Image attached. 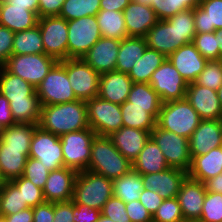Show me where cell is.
Wrapping results in <instances>:
<instances>
[{"instance_id":"obj_55","label":"cell","mask_w":222,"mask_h":222,"mask_svg":"<svg viewBox=\"0 0 222 222\" xmlns=\"http://www.w3.org/2000/svg\"><path fill=\"white\" fill-rule=\"evenodd\" d=\"M73 201L54 202L53 222H74Z\"/></svg>"},{"instance_id":"obj_40","label":"cell","mask_w":222,"mask_h":222,"mask_svg":"<svg viewBox=\"0 0 222 222\" xmlns=\"http://www.w3.org/2000/svg\"><path fill=\"white\" fill-rule=\"evenodd\" d=\"M101 0H65L59 17L70 21L87 16H96Z\"/></svg>"},{"instance_id":"obj_68","label":"cell","mask_w":222,"mask_h":222,"mask_svg":"<svg viewBox=\"0 0 222 222\" xmlns=\"http://www.w3.org/2000/svg\"><path fill=\"white\" fill-rule=\"evenodd\" d=\"M217 96H218V99H219L221 107H222V85L219 87V89L217 91Z\"/></svg>"},{"instance_id":"obj_49","label":"cell","mask_w":222,"mask_h":222,"mask_svg":"<svg viewBox=\"0 0 222 222\" xmlns=\"http://www.w3.org/2000/svg\"><path fill=\"white\" fill-rule=\"evenodd\" d=\"M101 215L114 222H131L125 210V203L114 196L105 203L101 210Z\"/></svg>"},{"instance_id":"obj_10","label":"cell","mask_w":222,"mask_h":222,"mask_svg":"<svg viewBox=\"0 0 222 222\" xmlns=\"http://www.w3.org/2000/svg\"><path fill=\"white\" fill-rule=\"evenodd\" d=\"M68 58H82L102 37L96 16L67 21Z\"/></svg>"},{"instance_id":"obj_7","label":"cell","mask_w":222,"mask_h":222,"mask_svg":"<svg viewBox=\"0 0 222 222\" xmlns=\"http://www.w3.org/2000/svg\"><path fill=\"white\" fill-rule=\"evenodd\" d=\"M58 61L45 53L11 55L3 65L10 73L29 82L35 89Z\"/></svg>"},{"instance_id":"obj_43","label":"cell","mask_w":222,"mask_h":222,"mask_svg":"<svg viewBox=\"0 0 222 222\" xmlns=\"http://www.w3.org/2000/svg\"><path fill=\"white\" fill-rule=\"evenodd\" d=\"M19 189L23 197V204L28 207H36L45 201L43 189L34 185L30 180L23 176L11 180Z\"/></svg>"},{"instance_id":"obj_18","label":"cell","mask_w":222,"mask_h":222,"mask_svg":"<svg viewBox=\"0 0 222 222\" xmlns=\"http://www.w3.org/2000/svg\"><path fill=\"white\" fill-rule=\"evenodd\" d=\"M120 41L101 37L81 59L99 74L115 71Z\"/></svg>"},{"instance_id":"obj_20","label":"cell","mask_w":222,"mask_h":222,"mask_svg":"<svg viewBox=\"0 0 222 222\" xmlns=\"http://www.w3.org/2000/svg\"><path fill=\"white\" fill-rule=\"evenodd\" d=\"M78 172L62 167L50 171L43 194L46 202H68L73 200L74 183Z\"/></svg>"},{"instance_id":"obj_61","label":"cell","mask_w":222,"mask_h":222,"mask_svg":"<svg viewBox=\"0 0 222 222\" xmlns=\"http://www.w3.org/2000/svg\"><path fill=\"white\" fill-rule=\"evenodd\" d=\"M130 2L131 0H101L100 9L123 12V10Z\"/></svg>"},{"instance_id":"obj_13","label":"cell","mask_w":222,"mask_h":222,"mask_svg":"<svg viewBox=\"0 0 222 222\" xmlns=\"http://www.w3.org/2000/svg\"><path fill=\"white\" fill-rule=\"evenodd\" d=\"M149 84L157 92L162 103L184 99L188 87L168 58L153 72Z\"/></svg>"},{"instance_id":"obj_17","label":"cell","mask_w":222,"mask_h":222,"mask_svg":"<svg viewBox=\"0 0 222 222\" xmlns=\"http://www.w3.org/2000/svg\"><path fill=\"white\" fill-rule=\"evenodd\" d=\"M144 188L165 199L175 198L188 173L176 168H167L159 173L141 174Z\"/></svg>"},{"instance_id":"obj_66","label":"cell","mask_w":222,"mask_h":222,"mask_svg":"<svg viewBox=\"0 0 222 222\" xmlns=\"http://www.w3.org/2000/svg\"><path fill=\"white\" fill-rule=\"evenodd\" d=\"M134 2L141 4V5H146L151 7L152 6V0H133Z\"/></svg>"},{"instance_id":"obj_70","label":"cell","mask_w":222,"mask_h":222,"mask_svg":"<svg viewBox=\"0 0 222 222\" xmlns=\"http://www.w3.org/2000/svg\"><path fill=\"white\" fill-rule=\"evenodd\" d=\"M3 130H4V128H3V126L0 124V137H1V135H2Z\"/></svg>"},{"instance_id":"obj_51","label":"cell","mask_w":222,"mask_h":222,"mask_svg":"<svg viewBox=\"0 0 222 222\" xmlns=\"http://www.w3.org/2000/svg\"><path fill=\"white\" fill-rule=\"evenodd\" d=\"M166 20L179 31H195L194 9L178 12Z\"/></svg>"},{"instance_id":"obj_37","label":"cell","mask_w":222,"mask_h":222,"mask_svg":"<svg viewBox=\"0 0 222 222\" xmlns=\"http://www.w3.org/2000/svg\"><path fill=\"white\" fill-rule=\"evenodd\" d=\"M38 124L15 123L4 128L0 142L7 148L30 149L31 139Z\"/></svg>"},{"instance_id":"obj_15","label":"cell","mask_w":222,"mask_h":222,"mask_svg":"<svg viewBox=\"0 0 222 222\" xmlns=\"http://www.w3.org/2000/svg\"><path fill=\"white\" fill-rule=\"evenodd\" d=\"M29 157L38 159L50 171L64 167L60 137L38 126L31 139Z\"/></svg>"},{"instance_id":"obj_30","label":"cell","mask_w":222,"mask_h":222,"mask_svg":"<svg viewBox=\"0 0 222 222\" xmlns=\"http://www.w3.org/2000/svg\"><path fill=\"white\" fill-rule=\"evenodd\" d=\"M132 168L140 174H150L162 172L169 168V165L161 149L150 137L137 159L132 163Z\"/></svg>"},{"instance_id":"obj_9","label":"cell","mask_w":222,"mask_h":222,"mask_svg":"<svg viewBox=\"0 0 222 222\" xmlns=\"http://www.w3.org/2000/svg\"><path fill=\"white\" fill-rule=\"evenodd\" d=\"M151 138L161 149L169 167L189 172L192 163L189 139L176 133L165 131L157 125L151 131Z\"/></svg>"},{"instance_id":"obj_24","label":"cell","mask_w":222,"mask_h":222,"mask_svg":"<svg viewBox=\"0 0 222 222\" xmlns=\"http://www.w3.org/2000/svg\"><path fill=\"white\" fill-rule=\"evenodd\" d=\"M117 150L133 163L151 137L149 131L122 126L110 136Z\"/></svg>"},{"instance_id":"obj_58","label":"cell","mask_w":222,"mask_h":222,"mask_svg":"<svg viewBox=\"0 0 222 222\" xmlns=\"http://www.w3.org/2000/svg\"><path fill=\"white\" fill-rule=\"evenodd\" d=\"M54 202H44L33 207V222H53Z\"/></svg>"},{"instance_id":"obj_63","label":"cell","mask_w":222,"mask_h":222,"mask_svg":"<svg viewBox=\"0 0 222 222\" xmlns=\"http://www.w3.org/2000/svg\"><path fill=\"white\" fill-rule=\"evenodd\" d=\"M206 191L222 194V173L205 182Z\"/></svg>"},{"instance_id":"obj_34","label":"cell","mask_w":222,"mask_h":222,"mask_svg":"<svg viewBox=\"0 0 222 222\" xmlns=\"http://www.w3.org/2000/svg\"><path fill=\"white\" fill-rule=\"evenodd\" d=\"M144 189L141 174L133 168L123 176L113 180V196L124 203L139 200Z\"/></svg>"},{"instance_id":"obj_50","label":"cell","mask_w":222,"mask_h":222,"mask_svg":"<svg viewBox=\"0 0 222 222\" xmlns=\"http://www.w3.org/2000/svg\"><path fill=\"white\" fill-rule=\"evenodd\" d=\"M151 8L158 20H165L179 12L178 0H152Z\"/></svg>"},{"instance_id":"obj_35","label":"cell","mask_w":222,"mask_h":222,"mask_svg":"<svg viewBox=\"0 0 222 222\" xmlns=\"http://www.w3.org/2000/svg\"><path fill=\"white\" fill-rule=\"evenodd\" d=\"M167 57L156 50L146 48L143 56L135 61L128 73L133 83H149L153 72L162 65Z\"/></svg>"},{"instance_id":"obj_48","label":"cell","mask_w":222,"mask_h":222,"mask_svg":"<svg viewBox=\"0 0 222 222\" xmlns=\"http://www.w3.org/2000/svg\"><path fill=\"white\" fill-rule=\"evenodd\" d=\"M49 173L50 170L47 169L42 162L38 159L28 157L22 176L30 180L37 187L43 189Z\"/></svg>"},{"instance_id":"obj_32","label":"cell","mask_w":222,"mask_h":222,"mask_svg":"<svg viewBox=\"0 0 222 222\" xmlns=\"http://www.w3.org/2000/svg\"><path fill=\"white\" fill-rule=\"evenodd\" d=\"M147 48L144 37H127L120 41L115 71L129 73Z\"/></svg>"},{"instance_id":"obj_12","label":"cell","mask_w":222,"mask_h":222,"mask_svg":"<svg viewBox=\"0 0 222 222\" xmlns=\"http://www.w3.org/2000/svg\"><path fill=\"white\" fill-rule=\"evenodd\" d=\"M38 26L45 54L57 61L68 59V26L67 20L59 17H40Z\"/></svg>"},{"instance_id":"obj_8","label":"cell","mask_w":222,"mask_h":222,"mask_svg":"<svg viewBox=\"0 0 222 222\" xmlns=\"http://www.w3.org/2000/svg\"><path fill=\"white\" fill-rule=\"evenodd\" d=\"M89 127L100 136H110L123 126L120 104L99 96L86 101Z\"/></svg>"},{"instance_id":"obj_69","label":"cell","mask_w":222,"mask_h":222,"mask_svg":"<svg viewBox=\"0 0 222 222\" xmlns=\"http://www.w3.org/2000/svg\"><path fill=\"white\" fill-rule=\"evenodd\" d=\"M6 182H7V180L3 176L1 168H0V187H2Z\"/></svg>"},{"instance_id":"obj_39","label":"cell","mask_w":222,"mask_h":222,"mask_svg":"<svg viewBox=\"0 0 222 222\" xmlns=\"http://www.w3.org/2000/svg\"><path fill=\"white\" fill-rule=\"evenodd\" d=\"M9 106L15 123H39L41 112L39 97H26V100L9 101Z\"/></svg>"},{"instance_id":"obj_2","label":"cell","mask_w":222,"mask_h":222,"mask_svg":"<svg viewBox=\"0 0 222 222\" xmlns=\"http://www.w3.org/2000/svg\"><path fill=\"white\" fill-rule=\"evenodd\" d=\"M130 169H132V163L117 150L109 136L94 137L87 170L114 180Z\"/></svg>"},{"instance_id":"obj_6","label":"cell","mask_w":222,"mask_h":222,"mask_svg":"<svg viewBox=\"0 0 222 222\" xmlns=\"http://www.w3.org/2000/svg\"><path fill=\"white\" fill-rule=\"evenodd\" d=\"M96 135L91 128H86L60 136L64 166L77 172L87 170L91 144Z\"/></svg>"},{"instance_id":"obj_22","label":"cell","mask_w":222,"mask_h":222,"mask_svg":"<svg viewBox=\"0 0 222 222\" xmlns=\"http://www.w3.org/2000/svg\"><path fill=\"white\" fill-rule=\"evenodd\" d=\"M206 196L205 183L187 177L176 196L186 222H197Z\"/></svg>"},{"instance_id":"obj_44","label":"cell","mask_w":222,"mask_h":222,"mask_svg":"<svg viewBox=\"0 0 222 222\" xmlns=\"http://www.w3.org/2000/svg\"><path fill=\"white\" fill-rule=\"evenodd\" d=\"M195 83L218 91L222 85V66L220 60L207 61L204 69L195 80Z\"/></svg>"},{"instance_id":"obj_67","label":"cell","mask_w":222,"mask_h":222,"mask_svg":"<svg viewBox=\"0 0 222 222\" xmlns=\"http://www.w3.org/2000/svg\"><path fill=\"white\" fill-rule=\"evenodd\" d=\"M97 222H114L113 220L103 216V215H100L99 219Z\"/></svg>"},{"instance_id":"obj_1","label":"cell","mask_w":222,"mask_h":222,"mask_svg":"<svg viewBox=\"0 0 222 222\" xmlns=\"http://www.w3.org/2000/svg\"><path fill=\"white\" fill-rule=\"evenodd\" d=\"M38 126L47 132L62 136L69 132L84 130L89 127L86 101L41 106Z\"/></svg>"},{"instance_id":"obj_64","label":"cell","mask_w":222,"mask_h":222,"mask_svg":"<svg viewBox=\"0 0 222 222\" xmlns=\"http://www.w3.org/2000/svg\"><path fill=\"white\" fill-rule=\"evenodd\" d=\"M201 1L202 0H178L179 12L195 9L197 6H200Z\"/></svg>"},{"instance_id":"obj_45","label":"cell","mask_w":222,"mask_h":222,"mask_svg":"<svg viewBox=\"0 0 222 222\" xmlns=\"http://www.w3.org/2000/svg\"><path fill=\"white\" fill-rule=\"evenodd\" d=\"M192 43L207 60H219V47L215 32L196 33Z\"/></svg>"},{"instance_id":"obj_38","label":"cell","mask_w":222,"mask_h":222,"mask_svg":"<svg viewBox=\"0 0 222 222\" xmlns=\"http://www.w3.org/2000/svg\"><path fill=\"white\" fill-rule=\"evenodd\" d=\"M43 53L45 50L38 25L14 34L12 55Z\"/></svg>"},{"instance_id":"obj_28","label":"cell","mask_w":222,"mask_h":222,"mask_svg":"<svg viewBox=\"0 0 222 222\" xmlns=\"http://www.w3.org/2000/svg\"><path fill=\"white\" fill-rule=\"evenodd\" d=\"M123 126L149 131L156 126L160 107L130 106L127 100L120 105Z\"/></svg>"},{"instance_id":"obj_31","label":"cell","mask_w":222,"mask_h":222,"mask_svg":"<svg viewBox=\"0 0 222 222\" xmlns=\"http://www.w3.org/2000/svg\"><path fill=\"white\" fill-rule=\"evenodd\" d=\"M0 93L8 101L26 100V97H38L36 89L26 80L10 73L0 66Z\"/></svg>"},{"instance_id":"obj_33","label":"cell","mask_w":222,"mask_h":222,"mask_svg":"<svg viewBox=\"0 0 222 222\" xmlns=\"http://www.w3.org/2000/svg\"><path fill=\"white\" fill-rule=\"evenodd\" d=\"M30 149L7 148L0 142V168L7 181L23 175Z\"/></svg>"},{"instance_id":"obj_57","label":"cell","mask_w":222,"mask_h":222,"mask_svg":"<svg viewBox=\"0 0 222 222\" xmlns=\"http://www.w3.org/2000/svg\"><path fill=\"white\" fill-rule=\"evenodd\" d=\"M65 0H39L38 17L59 16Z\"/></svg>"},{"instance_id":"obj_52","label":"cell","mask_w":222,"mask_h":222,"mask_svg":"<svg viewBox=\"0 0 222 222\" xmlns=\"http://www.w3.org/2000/svg\"><path fill=\"white\" fill-rule=\"evenodd\" d=\"M125 210L131 222H153V216L139 200L125 203Z\"/></svg>"},{"instance_id":"obj_16","label":"cell","mask_w":222,"mask_h":222,"mask_svg":"<svg viewBox=\"0 0 222 222\" xmlns=\"http://www.w3.org/2000/svg\"><path fill=\"white\" fill-rule=\"evenodd\" d=\"M185 98L199 114L201 120H221L222 107L217 91L193 82L188 84Z\"/></svg>"},{"instance_id":"obj_14","label":"cell","mask_w":222,"mask_h":222,"mask_svg":"<svg viewBox=\"0 0 222 222\" xmlns=\"http://www.w3.org/2000/svg\"><path fill=\"white\" fill-rule=\"evenodd\" d=\"M67 76L78 100L87 101L98 96L100 74L81 58L67 59Z\"/></svg>"},{"instance_id":"obj_19","label":"cell","mask_w":222,"mask_h":222,"mask_svg":"<svg viewBox=\"0 0 222 222\" xmlns=\"http://www.w3.org/2000/svg\"><path fill=\"white\" fill-rule=\"evenodd\" d=\"M222 146L221 120H201L189 138L190 156H200Z\"/></svg>"},{"instance_id":"obj_25","label":"cell","mask_w":222,"mask_h":222,"mask_svg":"<svg viewBox=\"0 0 222 222\" xmlns=\"http://www.w3.org/2000/svg\"><path fill=\"white\" fill-rule=\"evenodd\" d=\"M132 84L127 73L111 71L100 74L98 96L121 105L127 100Z\"/></svg>"},{"instance_id":"obj_27","label":"cell","mask_w":222,"mask_h":222,"mask_svg":"<svg viewBox=\"0 0 222 222\" xmlns=\"http://www.w3.org/2000/svg\"><path fill=\"white\" fill-rule=\"evenodd\" d=\"M222 173V146L192 159L188 177L205 183Z\"/></svg>"},{"instance_id":"obj_36","label":"cell","mask_w":222,"mask_h":222,"mask_svg":"<svg viewBox=\"0 0 222 222\" xmlns=\"http://www.w3.org/2000/svg\"><path fill=\"white\" fill-rule=\"evenodd\" d=\"M96 18L102 37L116 40L128 37L123 12L100 9Z\"/></svg>"},{"instance_id":"obj_3","label":"cell","mask_w":222,"mask_h":222,"mask_svg":"<svg viewBox=\"0 0 222 222\" xmlns=\"http://www.w3.org/2000/svg\"><path fill=\"white\" fill-rule=\"evenodd\" d=\"M201 118L186 98L162 103L156 125L189 139Z\"/></svg>"},{"instance_id":"obj_29","label":"cell","mask_w":222,"mask_h":222,"mask_svg":"<svg viewBox=\"0 0 222 222\" xmlns=\"http://www.w3.org/2000/svg\"><path fill=\"white\" fill-rule=\"evenodd\" d=\"M196 33L214 32L222 28V0H202L194 9Z\"/></svg>"},{"instance_id":"obj_62","label":"cell","mask_w":222,"mask_h":222,"mask_svg":"<svg viewBox=\"0 0 222 222\" xmlns=\"http://www.w3.org/2000/svg\"><path fill=\"white\" fill-rule=\"evenodd\" d=\"M9 5L28 7L30 11L35 12L38 15L39 0H5Z\"/></svg>"},{"instance_id":"obj_47","label":"cell","mask_w":222,"mask_h":222,"mask_svg":"<svg viewBox=\"0 0 222 222\" xmlns=\"http://www.w3.org/2000/svg\"><path fill=\"white\" fill-rule=\"evenodd\" d=\"M153 222H186L176 197L163 200L153 215Z\"/></svg>"},{"instance_id":"obj_23","label":"cell","mask_w":222,"mask_h":222,"mask_svg":"<svg viewBox=\"0 0 222 222\" xmlns=\"http://www.w3.org/2000/svg\"><path fill=\"white\" fill-rule=\"evenodd\" d=\"M128 37H145L158 22L154 10L133 0L123 10Z\"/></svg>"},{"instance_id":"obj_4","label":"cell","mask_w":222,"mask_h":222,"mask_svg":"<svg viewBox=\"0 0 222 222\" xmlns=\"http://www.w3.org/2000/svg\"><path fill=\"white\" fill-rule=\"evenodd\" d=\"M112 196L113 180L89 170L78 172L74 183V204L87 205L101 211Z\"/></svg>"},{"instance_id":"obj_42","label":"cell","mask_w":222,"mask_h":222,"mask_svg":"<svg viewBox=\"0 0 222 222\" xmlns=\"http://www.w3.org/2000/svg\"><path fill=\"white\" fill-rule=\"evenodd\" d=\"M127 101L130 106L161 107L162 102L157 92L149 83H133Z\"/></svg>"},{"instance_id":"obj_60","label":"cell","mask_w":222,"mask_h":222,"mask_svg":"<svg viewBox=\"0 0 222 222\" xmlns=\"http://www.w3.org/2000/svg\"><path fill=\"white\" fill-rule=\"evenodd\" d=\"M6 222H33V208L28 207L15 214L4 216Z\"/></svg>"},{"instance_id":"obj_54","label":"cell","mask_w":222,"mask_h":222,"mask_svg":"<svg viewBox=\"0 0 222 222\" xmlns=\"http://www.w3.org/2000/svg\"><path fill=\"white\" fill-rule=\"evenodd\" d=\"M73 220L74 222H97L101 211L93 209L83 204H74L73 202Z\"/></svg>"},{"instance_id":"obj_65","label":"cell","mask_w":222,"mask_h":222,"mask_svg":"<svg viewBox=\"0 0 222 222\" xmlns=\"http://www.w3.org/2000/svg\"><path fill=\"white\" fill-rule=\"evenodd\" d=\"M214 32L215 35L217 36V45L219 47V59H220L222 57V28Z\"/></svg>"},{"instance_id":"obj_26","label":"cell","mask_w":222,"mask_h":222,"mask_svg":"<svg viewBox=\"0 0 222 222\" xmlns=\"http://www.w3.org/2000/svg\"><path fill=\"white\" fill-rule=\"evenodd\" d=\"M38 20V15L28 7L12 6L5 0L0 1V26L16 33L35 27Z\"/></svg>"},{"instance_id":"obj_11","label":"cell","mask_w":222,"mask_h":222,"mask_svg":"<svg viewBox=\"0 0 222 222\" xmlns=\"http://www.w3.org/2000/svg\"><path fill=\"white\" fill-rule=\"evenodd\" d=\"M195 34L196 31H179L165 19L158 20L144 38L147 48L156 50L168 57L179 47L192 42Z\"/></svg>"},{"instance_id":"obj_46","label":"cell","mask_w":222,"mask_h":222,"mask_svg":"<svg viewBox=\"0 0 222 222\" xmlns=\"http://www.w3.org/2000/svg\"><path fill=\"white\" fill-rule=\"evenodd\" d=\"M222 221V194L206 191L201 217L197 222Z\"/></svg>"},{"instance_id":"obj_5","label":"cell","mask_w":222,"mask_h":222,"mask_svg":"<svg viewBox=\"0 0 222 222\" xmlns=\"http://www.w3.org/2000/svg\"><path fill=\"white\" fill-rule=\"evenodd\" d=\"M41 106L78 100L67 76V59L58 61L36 88Z\"/></svg>"},{"instance_id":"obj_53","label":"cell","mask_w":222,"mask_h":222,"mask_svg":"<svg viewBox=\"0 0 222 222\" xmlns=\"http://www.w3.org/2000/svg\"><path fill=\"white\" fill-rule=\"evenodd\" d=\"M14 32L0 26V66H3L12 55Z\"/></svg>"},{"instance_id":"obj_71","label":"cell","mask_w":222,"mask_h":222,"mask_svg":"<svg viewBox=\"0 0 222 222\" xmlns=\"http://www.w3.org/2000/svg\"><path fill=\"white\" fill-rule=\"evenodd\" d=\"M0 222H6V220L4 219V217L0 216Z\"/></svg>"},{"instance_id":"obj_59","label":"cell","mask_w":222,"mask_h":222,"mask_svg":"<svg viewBox=\"0 0 222 222\" xmlns=\"http://www.w3.org/2000/svg\"><path fill=\"white\" fill-rule=\"evenodd\" d=\"M0 124L3 128L9 127L15 124L12 117L9 101L0 93Z\"/></svg>"},{"instance_id":"obj_41","label":"cell","mask_w":222,"mask_h":222,"mask_svg":"<svg viewBox=\"0 0 222 222\" xmlns=\"http://www.w3.org/2000/svg\"><path fill=\"white\" fill-rule=\"evenodd\" d=\"M27 207L23 204V197L18 187L12 182L7 181L0 187V216L15 214Z\"/></svg>"},{"instance_id":"obj_56","label":"cell","mask_w":222,"mask_h":222,"mask_svg":"<svg viewBox=\"0 0 222 222\" xmlns=\"http://www.w3.org/2000/svg\"><path fill=\"white\" fill-rule=\"evenodd\" d=\"M163 198L160 197L157 192H153L150 189L144 188L140 194L139 201L153 216L158 207L163 202Z\"/></svg>"},{"instance_id":"obj_21","label":"cell","mask_w":222,"mask_h":222,"mask_svg":"<svg viewBox=\"0 0 222 222\" xmlns=\"http://www.w3.org/2000/svg\"><path fill=\"white\" fill-rule=\"evenodd\" d=\"M167 58L187 84L195 82L207 63V60L201 55L192 42L179 47Z\"/></svg>"}]
</instances>
